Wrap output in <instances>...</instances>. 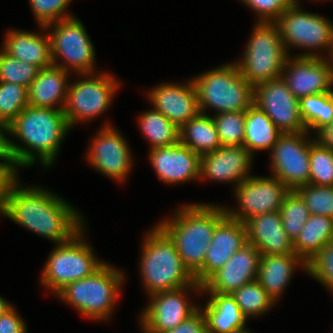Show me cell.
<instances>
[{"label":"cell","mask_w":333,"mask_h":333,"mask_svg":"<svg viewBox=\"0 0 333 333\" xmlns=\"http://www.w3.org/2000/svg\"><path fill=\"white\" fill-rule=\"evenodd\" d=\"M17 178L9 187L5 216L56 245L84 228L82 215L66 200L39 187H22Z\"/></svg>","instance_id":"1"},{"label":"cell","mask_w":333,"mask_h":333,"mask_svg":"<svg viewBox=\"0 0 333 333\" xmlns=\"http://www.w3.org/2000/svg\"><path fill=\"white\" fill-rule=\"evenodd\" d=\"M9 135L26 146L9 139L17 168L30 167L38 160L50 167L59 152V146L71 129L63 110L27 106L8 124Z\"/></svg>","instance_id":"2"},{"label":"cell","mask_w":333,"mask_h":333,"mask_svg":"<svg viewBox=\"0 0 333 333\" xmlns=\"http://www.w3.org/2000/svg\"><path fill=\"white\" fill-rule=\"evenodd\" d=\"M178 208L174 217L158 225L174 241L184 267L194 277L203 266L215 227L227 214L225 207L209 203Z\"/></svg>","instance_id":"3"},{"label":"cell","mask_w":333,"mask_h":333,"mask_svg":"<svg viewBox=\"0 0 333 333\" xmlns=\"http://www.w3.org/2000/svg\"><path fill=\"white\" fill-rule=\"evenodd\" d=\"M140 274L148 295L191 286L195 280L184 267L174 241L157 224L144 238Z\"/></svg>","instance_id":"4"},{"label":"cell","mask_w":333,"mask_h":333,"mask_svg":"<svg viewBox=\"0 0 333 333\" xmlns=\"http://www.w3.org/2000/svg\"><path fill=\"white\" fill-rule=\"evenodd\" d=\"M124 273L104 263L91 276L73 281L56 296L93 320H108L118 300Z\"/></svg>","instance_id":"5"},{"label":"cell","mask_w":333,"mask_h":333,"mask_svg":"<svg viewBox=\"0 0 333 333\" xmlns=\"http://www.w3.org/2000/svg\"><path fill=\"white\" fill-rule=\"evenodd\" d=\"M201 113L244 112L253 104L254 87L240 74L236 63L225 64L192 78ZM206 110V111H205Z\"/></svg>","instance_id":"6"},{"label":"cell","mask_w":333,"mask_h":333,"mask_svg":"<svg viewBox=\"0 0 333 333\" xmlns=\"http://www.w3.org/2000/svg\"><path fill=\"white\" fill-rule=\"evenodd\" d=\"M289 55L277 24L257 21L243 57L235 63L240 74L254 87L280 78Z\"/></svg>","instance_id":"7"},{"label":"cell","mask_w":333,"mask_h":333,"mask_svg":"<svg viewBox=\"0 0 333 333\" xmlns=\"http://www.w3.org/2000/svg\"><path fill=\"white\" fill-rule=\"evenodd\" d=\"M84 229L68 242L57 244L48 256L40 283L55 294L73 281L91 276L105 263L84 240Z\"/></svg>","instance_id":"8"},{"label":"cell","mask_w":333,"mask_h":333,"mask_svg":"<svg viewBox=\"0 0 333 333\" xmlns=\"http://www.w3.org/2000/svg\"><path fill=\"white\" fill-rule=\"evenodd\" d=\"M40 28L44 31L50 30V32H47L54 66L60 67L69 73L76 72L79 76L95 73L96 54L94 46L83 23L78 18L73 16L47 26H40ZM58 59L64 61L58 63Z\"/></svg>","instance_id":"9"},{"label":"cell","mask_w":333,"mask_h":333,"mask_svg":"<svg viewBox=\"0 0 333 333\" xmlns=\"http://www.w3.org/2000/svg\"><path fill=\"white\" fill-rule=\"evenodd\" d=\"M275 23L287 53L290 48L296 47L311 51L296 56L323 57L317 52L326 49L329 51L327 58H330L333 51V24L328 19L317 13L303 11L297 0Z\"/></svg>","instance_id":"10"},{"label":"cell","mask_w":333,"mask_h":333,"mask_svg":"<svg viewBox=\"0 0 333 333\" xmlns=\"http://www.w3.org/2000/svg\"><path fill=\"white\" fill-rule=\"evenodd\" d=\"M81 76L86 77L68 85L63 112L70 128L80 121H90L106 112L121 84L107 72L97 75L81 74Z\"/></svg>","instance_id":"11"},{"label":"cell","mask_w":333,"mask_h":333,"mask_svg":"<svg viewBox=\"0 0 333 333\" xmlns=\"http://www.w3.org/2000/svg\"><path fill=\"white\" fill-rule=\"evenodd\" d=\"M307 135L308 132L281 134L270 150L271 173L290 190L309 184L310 143L313 140Z\"/></svg>","instance_id":"12"},{"label":"cell","mask_w":333,"mask_h":333,"mask_svg":"<svg viewBox=\"0 0 333 333\" xmlns=\"http://www.w3.org/2000/svg\"><path fill=\"white\" fill-rule=\"evenodd\" d=\"M234 187L239 208L225 210L229 217L242 223L260 214L280 211L285 196L291 191L274 176H251Z\"/></svg>","instance_id":"13"},{"label":"cell","mask_w":333,"mask_h":333,"mask_svg":"<svg viewBox=\"0 0 333 333\" xmlns=\"http://www.w3.org/2000/svg\"><path fill=\"white\" fill-rule=\"evenodd\" d=\"M202 293V285L194 282L191 286L150 295V302L140 316L142 330L148 333H163L174 329L188 319L199 307L188 301V290ZM192 289V290H191Z\"/></svg>","instance_id":"14"},{"label":"cell","mask_w":333,"mask_h":333,"mask_svg":"<svg viewBox=\"0 0 333 333\" xmlns=\"http://www.w3.org/2000/svg\"><path fill=\"white\" fill-rule=\"evenodd\" d=\"M253 98V103L266 113L282 134L307 132L300 115L299 100L282 77L255 85Z\"/></svg>","instance_id":"15"},{"label":"cell","mask_w":333,"mask_h":333,"mask_svg":"<svg viewBox=\"0 0 333 333\" xmlns=\"http://www.w3.org/2000/svg\"><path fill=\"white\" fill-rule=\"evenodd\" d=\"M281 77L298 100L308 95L333 92V61L325 56L293 58L289 55Z\"/></svg>","instance_id":"16"},{"label":"cell","mask_w":333,"mask_h":333,"mask_svg":"<svg viewBox=\"0 0 333 333\" xmlns=\"http://www.w3.org/2000/svg\"><path fill=\"white\" fill-rule=\"evenodd\" d=\"M116 127L105 124L91 141L87 153L90 166L117 181H124L132 168L133 157L128 142Z\"/></svg>","instance_id":"17"},{"label":"cell","mask_w":333,"mask_h":333,"mask_svg":"<svg viewBox=\"0 0 333 333\" xmlns=\"http://www.w3.org/2000/svg\"><path fill=\"white\" fill-rule=\"evenodd\" d=\"M247 244L245 223L226 215L215 227L201 270L194 276L202 285L213 273Z\"/></svg>","instance_id":"18"},{"label":"cell","mask_w":333,"mask_h":333,"mask_svg":"<svg viewBox=\"0 0 333 333\" xmlns=\"http://www.w3.org/2000/svg\"><path fill=\"white\" fill-rule=\"evenodd\" d=\"M260 256V251L247 243L202 284V292L232 294L243 285L255 281Z\"/></svg>","instance_id":"19"},{"label":"cell","mask_w":333,"mask_h":333,"mask_svg":"<svg viewBox=\"0 0 333 333\" xmlns=\"http://www.w3.org/2000/svg\"><path fill=\"white\" fill-rule=\"evenodd\" d=\"M148 94L152 107L179 129L200 113L197 91L192 79L185 84L162 83L150 89Z\"/></svg>","instance_id":"20"},{"label":"cell","mask_w":333,"mask_h":333,"mask_svg":"<svg viewBox=\"0 0 333 333\" xmlns=\"http://www.w3.org/2000/svg\"><path fill=\"white\" fill-rule=\"evenodd\" d=\"M149 161L160 181L179 184L200 179L201 156L180 141L149 150Z\"/></svg>","instance_id":"21"},{"label":"cell","mask_w":333,"mask_h":333,"mask_svg":"<svg viewBox=\"0 0 333 333\" xmlns=\"http://www.w3.org/2000/svg\"><path fill=\"white\" fill-rule=\"evenodd\" d=\"M252 156L244 146H221L201 156L200 179L234 182L237 186L252 176Z\"/></svg>","instance_id":"22"},{"label":"cell","mask_w":333,"mask_h":333,"mask_svg":"<svg viewBox=\"0 0 333 333\" xmlns=\"http://www.w3.org/2000/svg\"><path fill=\"white\" fill-rule=\"evenodd\" d=\"M247 243L260 255L295 254L293 241L283 229L280 211L254 216L245 222Z\"/></svg>","instance_id":"23"},{"label":"cell","mask_w":333,"mask_h":333,"mask_svg":"<svg viewBox=\"0 0 333 333\" xmlns=\"http://www.w3.org/2000/svg\"><path fill=\"white\" fill-rule=\"evenodd\" d=\"M68 75L69 72L54 65L39 69L28 88L29 106L63 110L69 85Z\"/></svg>","instance_id":"24"},{"label":"cell","mask_w":333,"mask_h":333,"mask_svg":"<svg viewBox=\"0 0 333 333\" xmlns=\"http://www.w3.org/2000/svg\"><path fill=\"white\" fill-rule=\"evenodd\" d=\"M210 297L199 307L206 319L207 333H246L247 318L231 294L206 292Z\"/></svg>","instance_id":"25"},{"label":"cell","mask_w":333,"mask_h":333,"mask_svg":"<svg viewBox=\"0 0 333 333\" xmlns=\"http://www.w3.org/2000/svg\"><path fill=\"white\" fill-rule=\"evenodd\" d=\"M5 35L2 49L10 56L39 69L53 65L48 33L40 35L13 29Z\"/></svg>","instance_id":"26"},{"label":"cell","mask_w":333,"mask_h":333,"mask_svg":"<svg viewBox=\"0 0 333 333\" xmlns=\"http://www.w3.org/2000/svg\"><path fill=\"white\" fill-rule=\"evenodd\" d=\"M297 266L307 273V264L296 254L261 255L256 281L276 302L291 281Z\"/></svg>","instance_id":"27"},{"label":"cell","mask_w":333,"mask_h":333,"mask_svg":"<svg viewBox=\"0 0 333 333\" xmlns=\"http://www.w3.org/2000/svg\"><path fill=\"white\" fill-rule=\"evenodd\" d=\"M331 240H333V218L310 215L293 242V248L295 254L308 264Z\"/></svg>","instance_id":"28"},{"label":"cell","mask_w":333,"mask_h":333,"mask_svg":"<svg viewBox=\"0 0 333 333\" xmlns=\"http://www.w3.org/2000/svg\"><path fill=\"white\" fill-rule=\"evenodd\" d=\"M281 134L273 121L254 103L245 111L243 146L252 155L258 150L270 151Z\"/></svg>","instance_id":"29"},{"label":"cell","mask_w":333,"mask_h":333,"mask_svg":"<svg viewBox=\"0 0 333 333\" xmlns=\"http://www.w3.org/2000/svg\"><path fill=\"white\" fill-rule=\"evenodd\" d=\"M179 141L200 156L221 147L218 133L209 114L199 113L179 129Z\"/></svg>","instance_id":"30"},{"label":"cell","mask_w":333,"mask_h":333,"mask_svg":"<svg viewBox=\"0 0 333 333\" xmlns=\"http://www.w3.org/2000/svg\"><path fill=\"white\" fill-rule=\"evenodd\" d=\"M139 125L151 148L169 147L179 142V128L154 108L141 114Z\"/></svg>","instance_id":"31"},{"label":"cell","mask_w":333,"mask_h":333,"mask_svg":"<svg viewBox=\"0 0 333 333\" xmlns=\"http://www.w3.org/2000/svg\"><path fill=\"white\" fill-rule=\"evenodd\" d=\"M300 115L309 133L316 135L333 120V92L308 95L299 100Z\"/></svg>","instance_id":"32"},{"label":"cell","mask_w":333,"mask_h":333,"mask_svg":"<svg viewBox=\"0 0 333 333\" xmlns=\"http://www.w3.org/2000/svg\"><path fill=\"white\" fill-rule=\"evenodd\" d=\"M231 295L247 319L262 316L275 304V301L256 280L243 285Z\"/></svg>","instance_id":"33"},{"label":"cell","mask_w":333,"mask_h":333,"mask_svg":"<svg viewBox=\"0 0 333 333\" xmlns=\"http://www.w3.org/2000/svg\"><path fill=\"white\" fill-rule=\"evenodd\" d=\"M280 213L283 229L294 242L310 216L304 200L295 190L285 196Z\"/></svg>","instance_id":"34"},{"label":"cell","mask_w":333,"mask_h":333,"mask_svg":"<svg viewBox=\"0 0 333 333\" xmlns=\"http://www.w3.org/2000/svg\"><path fill=\"white\" fill-rule=\"evenodd\" d=\"M309 184L333 186V151L314 139L310 143Z\"/></svg>","instance_id":"35"},{"label":"cell","mask_w":333,"mask_h":333,"mask_svg":"<svg viewBox=\"0 0 333 333\" xmlns=\"http://www.w3.org/2000/svg\"><path fill=\"white\" fill-rule=\"evenodd\" d=\"M212 118L222 146H243L245 111L216 113Z\"/></svg>","instance_id":"36"},{"label":"cell","mask_w":333,"mask_h":333,"mask_svg":"<svg viewBox=\"0 0 333 333\" xmlns=\"http://www.w3.org/2000/svg\"><path fill=\"white\" fill-rule=\"evenodd\" d=\"M28 88L0 81V121L11 123L27 106Z\"/></svg>","instance_id":"37"},{"label":"cell","mask_w":333,"mask_h":333,"mask_svg":"<svg viewBox=\"0 0 333 333\" xmlns=\"http://www.w3.org/2000/svg\"><path fill=\"white\" fill-rule=\"evenodd\" d=\"M295 191L304 200L310 215L333 218V186L304 184Z\"/></svg>","instance_id":"38"},{"label":"cell","mask_w":333,"mask_h":333,"mask_svg":"<svg viewBox=\"0 0 333 333\" xmlns=\"http://www.w3.org/2000/svg\"><path fill=\"white\" fill-rule=\"evenodd\" d=\"M0 51V81L9 82L29 88L35 80L39 68L23 61H19L7 54L2 48Z\"/></svg>","instance_id":"39"},{"label":"cell","mask_w":333,"mask_h":333,"mask_svg":"<svg viewBox=\"0 0 333 333\" xmlns=\"http://www.w3.org/2000/svg\"><path fill=\"white\" fill-rule=\"evenodd\" d=\"M72 0H29L38 25L47 26L62 19L73 17L66 9Z\"/></svg>","instance_id":"40"},{"label":"cell","mask_w":333,"mask_h":333,"mask_svg":"<svg viewBox=\"0 0 333 333\" xmlns=\"http://www.w3.org/2000/svg\"><path fill=\"white\" fill-rule=\"evenodd\" d=\"M307 273L333 292V240L308 264Z\"/></svg>","instance_id":"41"},{"label":"cell","mask_w":333,"mask_h":333,"mask_svg":"<svg viewBox=\"0 0 333 333\" xmlns=\"http://www.w3.org/2000/svg\"><path fill=\"white\" fill-rule=\"evenodd\" d=\"M258 15L259 22H275L297 0H241Z\"/></svg>","instance_id":"42"},{"label":"cell","mask_w":333,"mask_h":333,"mask_svg":"<svg viewBox=\"0 0 333 333\" xmlns=\"http://www.w3.org/2000/svg\"><path fill=\"white\" fill-rule=\"evenodd\" d=\"M163 333H207L205 316L199 308L194 314L177 325L174 329Z\"/></svg>","instance_id":"43"},{"label":"cell","mask_w":333,"mask_h":333,"mask_svg":"<svg viewBox=\"0 0 333 333\" xmlns=\"http://www.w3.org/2000/svg\"><path fill=\"white\" fill-rule=\"evenodd\" d=\"M25 324L12 306L0 316V333H26L27 326Z\"/></svg>","instance_id":"44"},{"label":"cell","mask_w":333,"mask_h":333,"mask_svg":"<svg viewBox=\"0 0 333 333\" xmlns=\"http://www.w3.org/2000/svg\"><path fill=\"white\" fill-rule=\"evenodd\" d=\"M5 133L9 134V126L0 121V165L8 166L16 175H18L17 166L10 149V142L5 136Z\"/></svg>","instance_id":"45"},{"label":"cell","mask_w":333,"mask_h":333,"mask_svg":"<svg viewBox=\"0 0 333 333\" xmlns=\"http://www.w3.org/2000/svg\"><path fill=\"white\" fill-rule=\"evenodd\" d=\"M17 178L8 166L0 165V204L6 203L8 189Z\"/></svg>","instance_id":"46"},{"label":"cell","mask_w":333,"mask_h":333,"mask_svg":"<svg viewBox=\"0 0 333 333\" xmlns=\"http://www.w3.org/2000/svg\"><path fill=\"white\" fill-rule=\"evenodd\" d=\"M316 138L323 146L333 151V120L316 135Z\"/></svg>","instance_id":"47"},{"label":"cell","mask_w":333,"mask_h":333,"mask_svg":"<svg viewBox=\"0 0 333 333\" xmlns=\"http://www.w3.org/2000/svg\"><path fill=\"white\" fill-rule=\"evenodd\" d=\"M11 307L12 305L3 297L0 296V316L4 314L7 310H9Z\"/></svg>","instance_id":"48"},{"label":"cell","mask_w":333,"mask_h":333,"mask_svg":"<svg viewBox=\"0 0 333 333\" xmlns=\"http://www.w3.org/2000/svg\"><path fill=\"white\" fill-rule=\"evenodd\" d=\"M0 215L5 216V204H0Z\"/></svg>","instance_id":"49"},{"label":"cell","mask_w":333,"mask_h":333,"mask_svg":"<svg viewBox=\"0 0 333 333\" xmlns=\"http://www.w3.org/2000/svg\"><path fill=\"white\" fill-rule=\"evenodd\" d=\"M330 59L333 61V51H332V54L330 56Z\"/></svg>","instance_id":"50"}]
</instances>
